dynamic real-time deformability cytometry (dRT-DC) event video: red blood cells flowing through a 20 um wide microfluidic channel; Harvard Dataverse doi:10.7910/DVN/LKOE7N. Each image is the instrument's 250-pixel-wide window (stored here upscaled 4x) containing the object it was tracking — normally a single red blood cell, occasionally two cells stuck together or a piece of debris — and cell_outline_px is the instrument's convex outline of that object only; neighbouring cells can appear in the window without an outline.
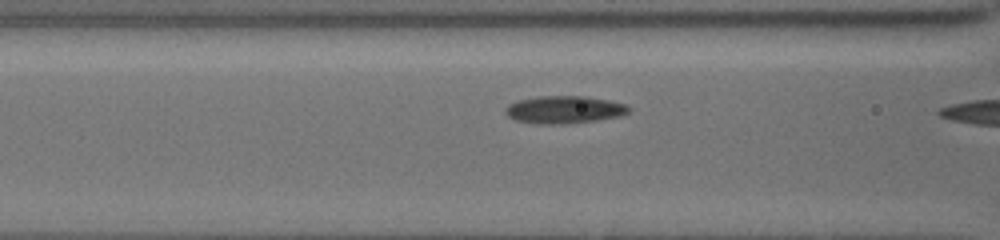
{"species": "common noctule bat (a hibernating species)", "species_latin": "Nyctalus noctula", "temperature_condition": "cold", "stored_images_in_passage": 12, "camera_frame_rate_fps": 3000, "um_per_image_px": 0.085, "animal": {"sex": "female", "body_mass_g": 19.5, "forearm_length_mm": 54.1}, "frame": {"image": 1, "passage_image": 9, "time_ms": 1.333, "image_size_px": [1000, 240], "cell_outline_px": [[632, 108], [628, 112], [620, 116], [596, 120], [560, 124], [540, 124], [516, 120], [508, 116], [504, 112], [504, 108], [508, 104], [516, 100], [536, 96], [584, 96], [608, 100], [624, 104]], "centroid_in_image_um": [47.91, 9.31], "position_along_channel_um": 118.7, "area_um2": 19.83}}